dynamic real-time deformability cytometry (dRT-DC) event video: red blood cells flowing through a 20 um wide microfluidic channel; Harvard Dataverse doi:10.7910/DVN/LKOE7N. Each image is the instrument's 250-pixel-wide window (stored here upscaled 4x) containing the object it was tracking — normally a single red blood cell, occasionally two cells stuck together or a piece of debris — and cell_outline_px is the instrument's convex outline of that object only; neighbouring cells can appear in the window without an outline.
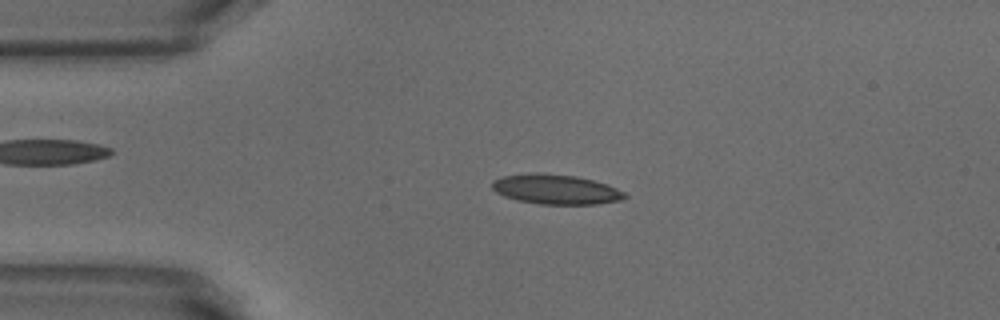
{"species": "common noctule bat (a hibernating species)", "species_latin": "Nyctalus noctula", "temperature_condition": "warm", "stored_images_in_passage": 50, "camera_frame_rate_fps": 3000, "um_per_image_px": 0.085, "animal": {"sex": "male", "body_mass_g": 18.8}, "frame": {"image": 1, "passage_image": 10, "time_ms": 3.0, "image_size_px": [1000, 320], "cell_outline_px": [[628, 196], [620, 200], [596, 204], [540, 204], [516, 200], [504, 196], [496, 192], [492, 188], [492, 180], [504, 176], [576, 176], [592, 180], [616, 188], [624, 192]], "centroid_in_image_um": [47.28, 16.15], "position_along_channel_um": 37.7, "area_um2": 21.85}}
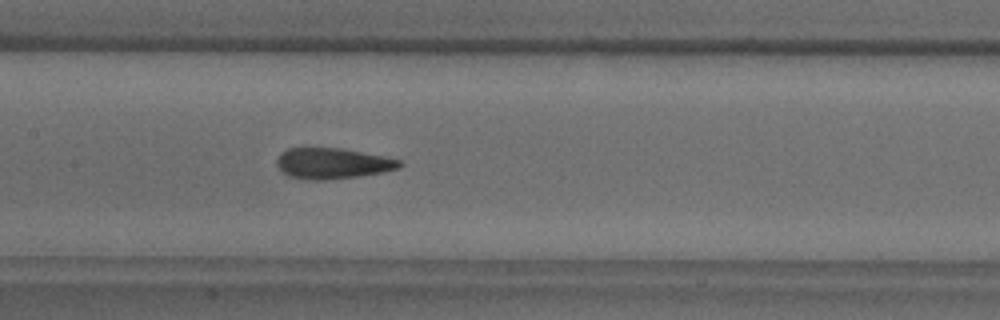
{"frame": {"image": 2, "passage_image": 23, "time_ms": 7.333, "image_size_px": [1000, 320], "cell_outline_px": [[404, 164], [400, 168], [360, 176], [324, 180], [308, 180], [288, 176], [276, 164], [276, 160], [280, 152], [288, 148], [340, 148], [384, 156], [400, 160]], "centroid_in_image_um": [28.25, 13.89], "position_along_channel_um": 179.1, "area_um2": 22.02}}
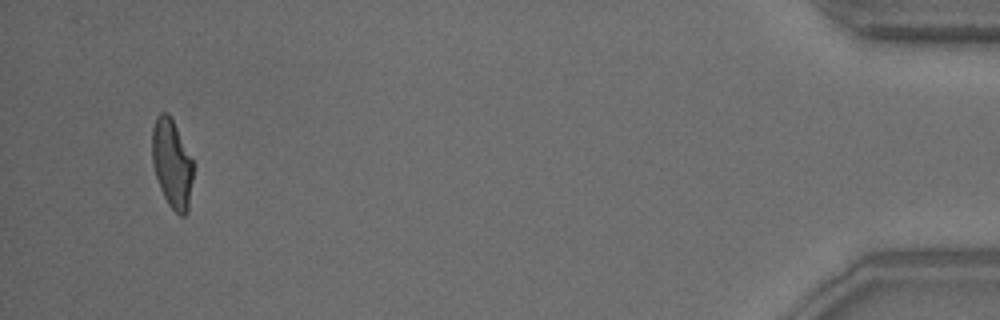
{"frame": {"image": 3, "passage_image": 48, "time_ms": 15.667, "image_size_px": [1000, 320], "cell_outline_px": [[192, 180], [188, 212], [184, 216], [180, 216], [168, 204], [160, 188], [152, 164], [152, 128], [156, 116], [160, 112], [168, 112], [192, 160]], "centroid_in_image_um": [14.59, 13.92], "position_along_channel_um": 420.6, "area_um2": 20.92}, "authors_computed_cell_mechanics": {"area_um2": 22.1663, "velocity_mm_per_s": 3.8701, "shape_relaxation_time_tau1_ms": 5.2646, "shape_relaxation_time_tau2_ms": 1.4548, "deformation_change_tau1": 0.1905, "deformation_change_tau2": 0.0972}}